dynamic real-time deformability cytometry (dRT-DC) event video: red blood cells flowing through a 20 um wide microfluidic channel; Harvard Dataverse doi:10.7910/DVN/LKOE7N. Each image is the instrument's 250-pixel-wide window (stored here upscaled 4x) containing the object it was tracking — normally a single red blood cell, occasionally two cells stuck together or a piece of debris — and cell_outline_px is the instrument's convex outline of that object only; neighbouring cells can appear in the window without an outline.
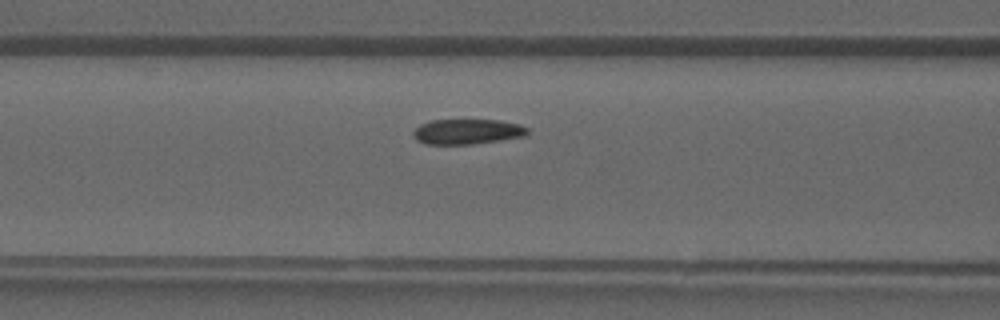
{"species": "common noctule bat (a hibernating species)", "species_latin": "Nyctalus noctula", "temperature_condition": "warm", "stored_images_in_passage": 16, "camera_frame_rate_fps": 3000, "um_per_image_px": 0.085, "animal": {"sex": "male", "forearm_length_mm": 52.5}, "frame": {"image": 1, "passage_image": 7, "time_ms": 2.0, "image_size_px": [1000, 320], "cell_outline_px": [[528, 132], [524, 136], [500, 140], [472, 144], [424, 144], [416, 140], [412, 136], [412, 132], [420, 124], [432, 120], [500, 120], [520, 124], [528, 128]], "centroid_in_image_um": [39.69, 11.19], "position_along_channel_um": 126.9, "area_um2": 16.82}}
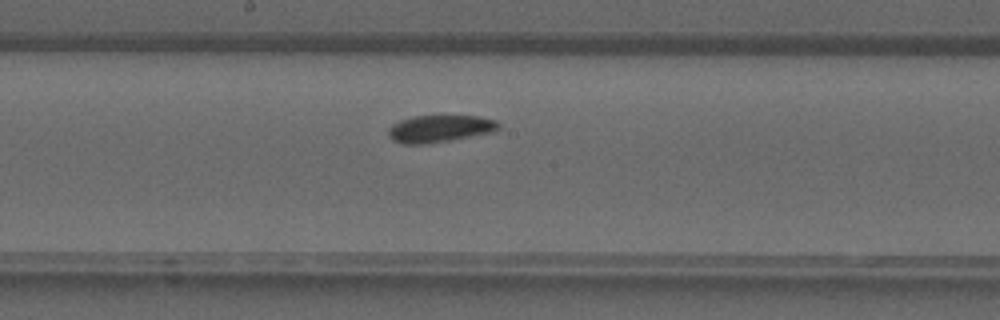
{"frame": {"image": 2, "passage_image": 12, "time_ms": 3.667, "image_size_px": [1000, 320], "cell_outline_px": [[500, 128], [492, 132], [452, 140], [424, 144], [400, 144], [392, 140], [388, 136], [388, 128], [392, 124], [400, 120], [412, 116], [480, 116], [496, 120], [500, 124]], "centroid_in_image_um": [37.36, 10.94], "position_along_channel_um": 210.8, "area_um2": 17.63}}
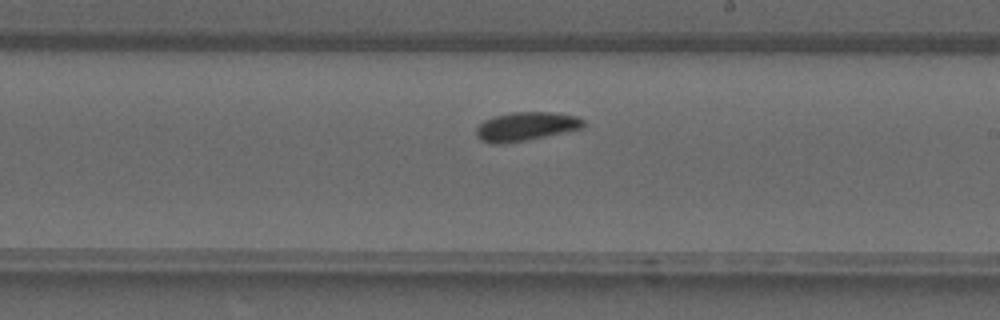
{"frame": {"image": 3, "passage_image": 14, "time_ms": 4.333, "image_size_px": [1000, 320], "cell_outline_px": [[584, 124], [580, 128], [544, 136], [504, 144], [492, 144], [480, 140], [476, 136], [476, 128], [484, 120], [496, 116], [512, 112], [552, 112], [576, 116], [584, 120]], "centroid_in_image_um": [44.64, 10.75], "position_along_channel_um": 244.4, "area_um2": 17.69}}